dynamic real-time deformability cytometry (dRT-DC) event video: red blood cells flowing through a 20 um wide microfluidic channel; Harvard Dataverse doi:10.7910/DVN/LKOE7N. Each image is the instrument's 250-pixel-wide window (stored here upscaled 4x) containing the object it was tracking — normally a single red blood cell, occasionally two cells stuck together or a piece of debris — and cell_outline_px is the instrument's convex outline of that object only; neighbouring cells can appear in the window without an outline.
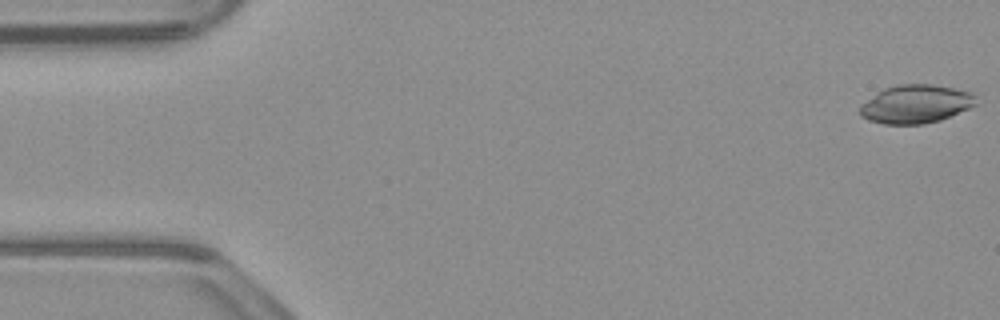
{"species": "common noctule bat (a hibernating species)", "species_latin": "Nyctalus noctula", "temperature_condition": "warm", "stored_images_in_passage": 53, "camera_frame_rate_fps": 3000, "um_per_image_px": 0.085, "animal": {"sex": "male", "body_mass_g": 23.1, "forearm_length_mm": 52.7}, "frame": {"image": 1, "passage_image": 1, "time_ms": 0.0, "image_size_px": [1000, 320], "cell_outline_px": [[976, 104], [968, 108], [940, 120], [924, 124], [884, 124], [868, 120], [860, 116], [860, 104], [876, 92], [884, 88], [900, 84], [932, 84], [952, 88], [968, 92], [976, 96]], "centroid_in_image_um": [77.78, 8.84], "position_along_channel_um": 7.2, "area_um2": 25.89}}
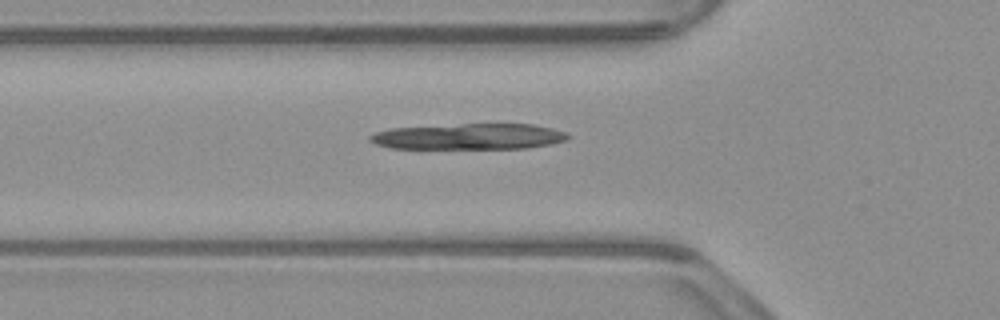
{"frame": {"image": 2, "passage_image": 18, "time_ms": 5.667, "image_size_px": [1000, 320], "cell_outline_px": [[572, 136], [568, 140], [552, 144], [528, 148], [388, 148], [376, 144], [368, 140], [368, 136], [376, 132], [392, 128], [464, 124], [532, 124], [552, 128], [568, 132]], "centroid_in_image_um": [39.93, 11.6], "position_along_channel_um": 85.9, "area_um2": 29.94}}